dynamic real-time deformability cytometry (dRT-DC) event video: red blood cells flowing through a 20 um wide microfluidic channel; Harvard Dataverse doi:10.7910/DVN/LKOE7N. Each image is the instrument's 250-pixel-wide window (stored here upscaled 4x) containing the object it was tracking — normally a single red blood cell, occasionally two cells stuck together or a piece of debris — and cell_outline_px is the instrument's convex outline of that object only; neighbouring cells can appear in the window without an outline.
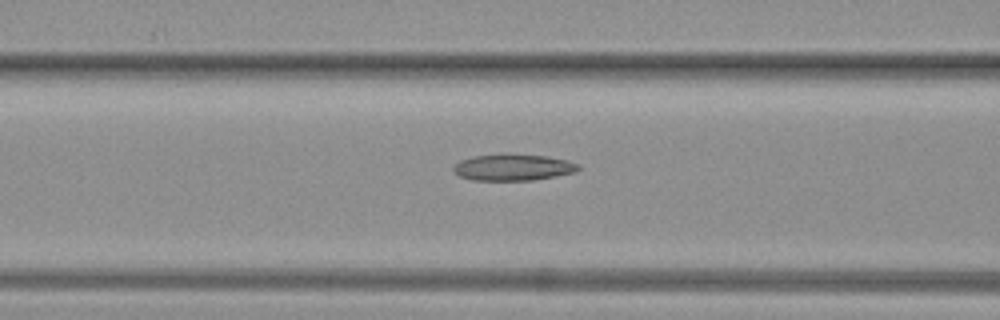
{"species": "common noctule bat (a hibernating species)", "species_latin": "Nyctalus noctula", "temperature_condition": "warm", "stored_images_in_passage": 12, "camera_frame_rate_fps": 3000, "um_per_image_px": 0.085, "animal": {"sex": "female", "body_mass_g": 19.3, "forearm_length_mm": 54.1}, "frame": {"image": 1, "passage_image": 10, "time_ms": 3.0, "image_size_px": [1000, 320], "cell_outline_px": [[580, 168], [576, 172], [532, 180], [472, 180], [460, 176], [452, 172], [452, 168], [460, 160], [472, 156], [508, 152], [548, 156], [568, 160], [580, 164]], "centroid_in_image_um": [43.6, 14.19], "position_along_channel_um": 123.0, "area_um2": 19.77}}